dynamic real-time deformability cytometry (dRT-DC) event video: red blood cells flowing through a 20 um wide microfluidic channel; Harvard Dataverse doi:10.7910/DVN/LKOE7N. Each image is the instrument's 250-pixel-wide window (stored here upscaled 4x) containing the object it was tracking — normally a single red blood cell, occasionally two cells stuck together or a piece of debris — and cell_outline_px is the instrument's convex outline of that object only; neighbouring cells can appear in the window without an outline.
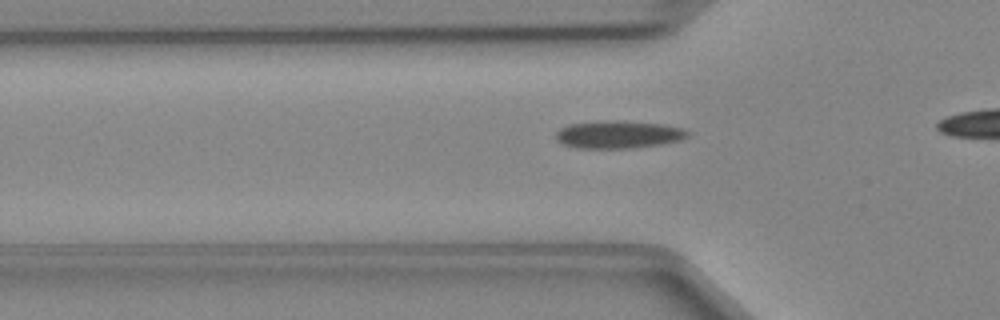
{"species": "Egyptian fruit bat (a non-hibernating species)", "species_latin": "Rousettus aegyptiacus", "temperature_condition": "cold", "stored_images_in_passage": 31, "camera_frame_rate_fps": 3000, "um_per_image_px": 0.085, "animal": {"sex": "female"}, "frame": {"image": 1, "passage_image": 8, "time_ms": 2.333, "image_size_px": [1000, 320], "cell_outline_px": [[688, 136], [680, 140], [660, 144], [628, 148], [576, 148], [564, 144], [556, 140], [556, 132], [560, 128], [568, 124], [604, 120], [616, 120], [660, 124], [684, 128], [688, 132]], "centroid_in_image_um": [52.52, 11.42], "position_along_channel_um": 73.3, "area_um2": 21.15}}
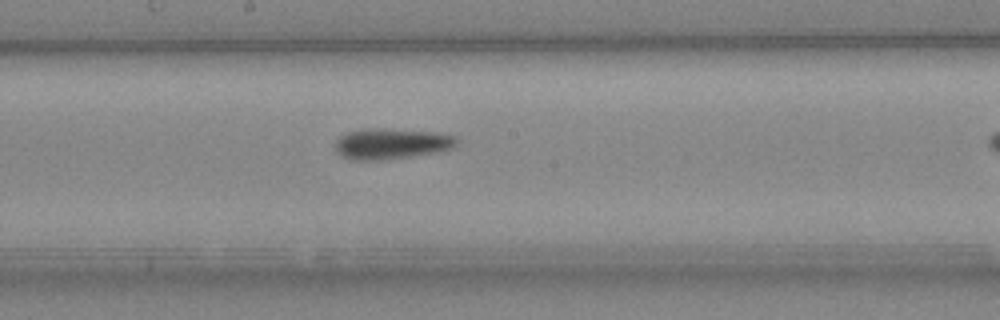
{"frame": {"image": 2, "passage_image": 18, "time_ms": 5.667, "image_size_px": [1000, 320], "cell_outline_px": [[456, 144], [452, 148], [440, 152], [384, 160], [356, 160], [344, 156], [336, 152], [336, 140], [340, 136], [348, 132], [364, 128], [380, 128], [432, 132], [452, 136], [456, 140]], "centroid_in_image_um": [33.24, 12.22], "position_along_channel_um": 215.0, "area_um2": 21.56}}
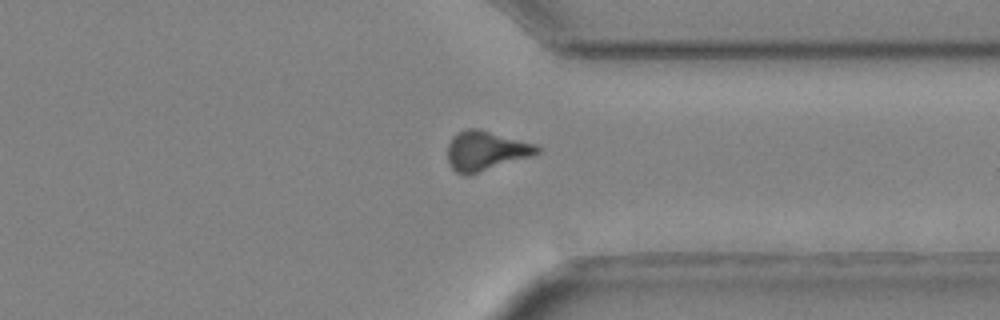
{"frame": {"image": 3, "passage_image": 29, "time_ms": 9.333, "image_size_px": [1000, 320], "cell_outline_px": [[540, 152], [536, 156], [468, 176], [464, 176], [456, 172], [448, 164], [448, 144], [452, 136], [468, 128], [480, 128], [536, 144], [540, 148]], "centroid_in_image_um": [41.33, 12.84], "position_along_channel_um": 370.1, "area_um2": 21.21}}